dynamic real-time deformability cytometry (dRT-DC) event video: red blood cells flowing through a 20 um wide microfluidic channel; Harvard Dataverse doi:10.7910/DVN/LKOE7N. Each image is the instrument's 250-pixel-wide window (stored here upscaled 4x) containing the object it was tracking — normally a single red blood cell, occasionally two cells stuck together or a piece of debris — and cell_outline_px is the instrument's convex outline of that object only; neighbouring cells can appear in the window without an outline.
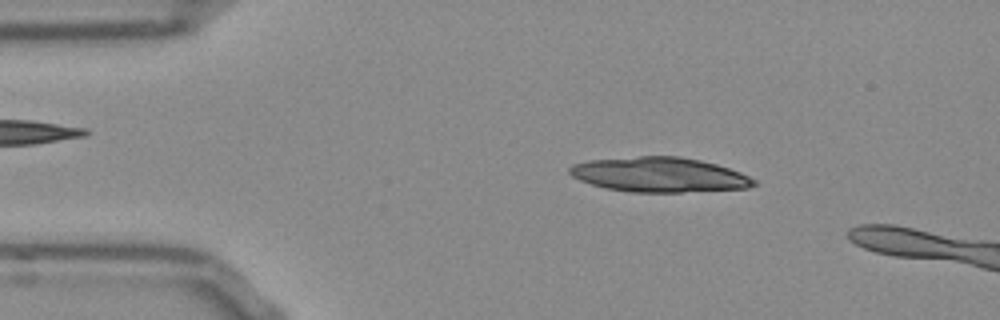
{"species": "Egyptian fruit bat (a non-hibernating species)", "species_latin": "Rousettus aegyptiacus", "temperature_condition": "room temperature", "stored_images_in_passage": 22, "camera_frame_rate_fps": 3000, "um_per_image_px": 0.085, "frame": {"image": 1, "passage_image": 7, "time_ms": 2.0, "image_size_px": [1000, 320], "cell_outline_px": [[756, 184], [748, 188], [680, 192], [632, 192], [604, 188], [580, 180], [572, 176], [568, 172], [568, 168], [572, 164], [588, 160], [640, 156], [680, 156], [700, 160], [716, 164], [740, 172], [756, 180]], "centroid_in_image_um": [56.02, 14.84], "position_along_channel_um": 29.0, "area_um2": 37.34}}